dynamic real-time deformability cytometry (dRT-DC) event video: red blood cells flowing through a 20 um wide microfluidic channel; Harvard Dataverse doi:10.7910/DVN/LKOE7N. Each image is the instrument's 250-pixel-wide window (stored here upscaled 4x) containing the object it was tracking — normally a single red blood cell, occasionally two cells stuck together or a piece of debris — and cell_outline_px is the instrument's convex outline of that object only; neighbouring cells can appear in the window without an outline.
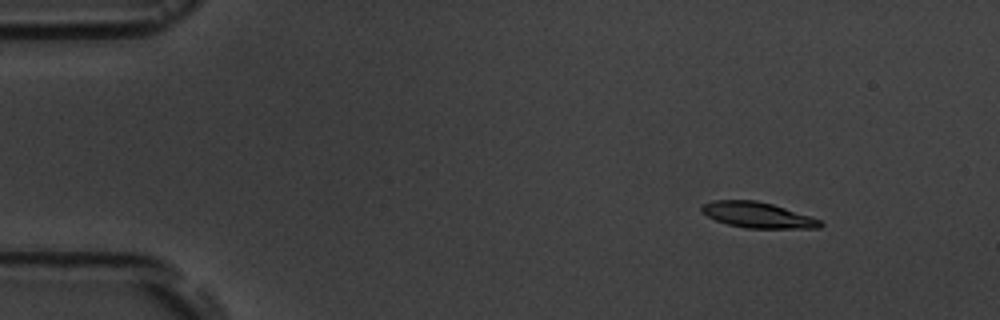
{"species": "common noctule bat (a hibernating species)", "species_latin": "Nyctalus noctula", "temperature_condition": "room temperature", "stored_images_in_passage": 5, "camera_frame_rate_fps": 3000, "um_per_image_px": 0.085, "animal": {"sex": "male", "body_mass_g": 19.5, "forearm_length_mm": 54.6}, "frame": {"image": 1, "passage_image": 2, "time_ms": 1.333, "image_size_px": [1000, 320], "cell_outline_px": [[824, 224], [820, 228], [744, 228], [728, 224], [716, 220], [700, 212], [700, 204], [712, 200], [756, 200], [772, 204], [820, 220]], "centroid_in_image_um": [64.33, 18.27], "position_along_channel_um": 20.7, "area_um2": 17.69}}
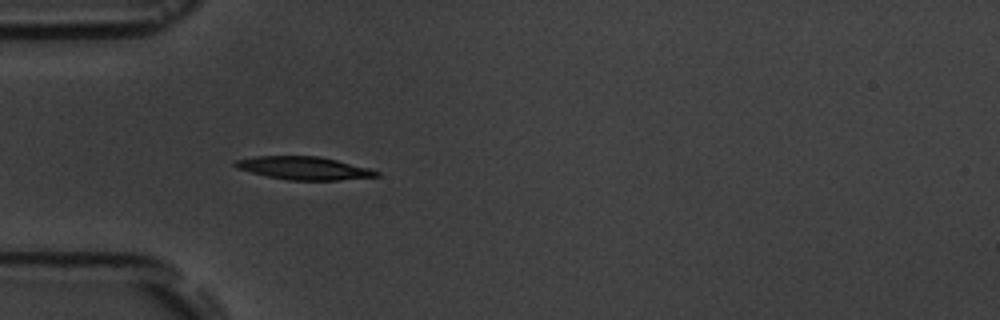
{"frame": {"image": 2, "passage_image": 5, "time_ms": 4.667, "image_size_px": [1000, 320], "cell_outline_px": [[380, 176], [340, 180], [288, 180], [268, 176], [236, 168], [232, 164], [236, 160], [256, 156], [320, 156], [368, 168], [380, 172]], "centroid_in_image_um": [25.83, 14.29], "position_along_channel_um": 59.2, "area_um2": 18.79}}